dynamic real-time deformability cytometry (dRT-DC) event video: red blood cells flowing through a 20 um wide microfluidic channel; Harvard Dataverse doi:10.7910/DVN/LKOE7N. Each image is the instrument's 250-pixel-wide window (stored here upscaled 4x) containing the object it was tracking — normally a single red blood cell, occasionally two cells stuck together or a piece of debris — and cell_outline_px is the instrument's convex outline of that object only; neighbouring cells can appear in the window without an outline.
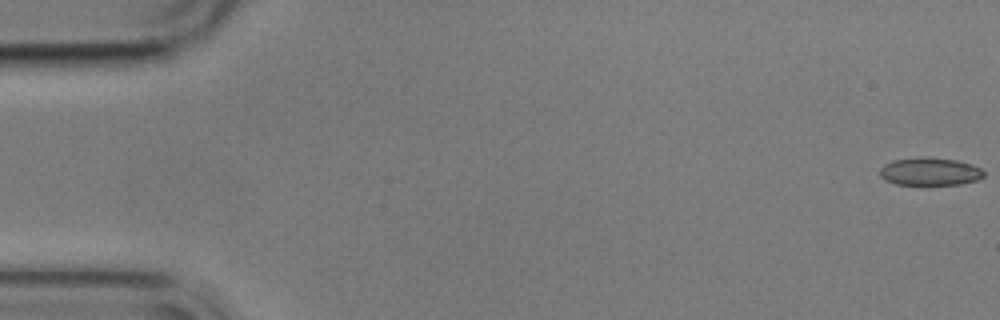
{"species": "common noctule bat (a hibernating species)", "species_latin": "Nyctalus noctula", "temperature_condition": "cold", "stored_images_in_passage": 57, "camera_frame_rate_fps": 3000, "um_per_image_px": 0.085, "animal": {"sex": "male", "body_mass_g": 17.9}, "frame": {"image": 1, "passage_image": 1, "time_ms": 0.0, "image_size_px": [1000, 320], "cell_outline_px": [[984, 176], [976, 180], [960, 184], [896, 184], [884, 180], [880, 176], [880, 168], [884, 164], [892, 160], [924, 156], [956, 160], [972, 164], [980, 168], [984, 172]], "centroid_in_image_um": [79.01, 14.56], "position_along_channel_um": 6.0, "area_um2": 16.88}}
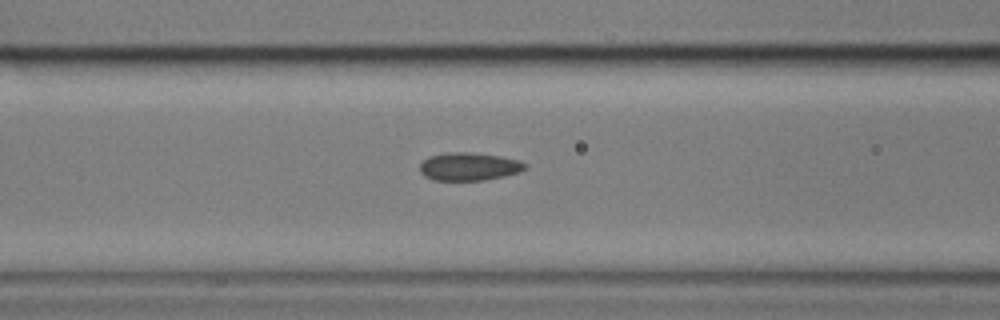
{"frame": {"image": 2, "passage_image": 23, "time_ms": 7.333, "image_size_px": [1000, 320], "cell_outline_px": [[528, 168], [520, 172], [504, 176], [484, 180], [432, 180], [424, 176], [420, 172], [420, 164], [428, 156], [448, 152], [472, 152], [500, 156], [520, 160], [528, 164]], "centroid_in_image_um": [39.89, 14.15], "position_along_channel_um": 126.7, "area_um2": 17.4}}
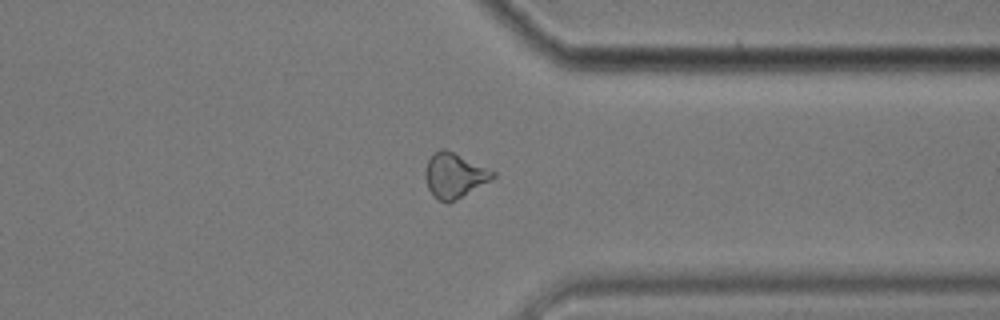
{"frame": {"image": 3, "passage_image": 44, "time_ms": 14.333, "image_size_px": [1000, 320], "cell_outline_px": [[496, 176], [492, 180], [448, 204], [432, 196], [428, 188], [424, 176], [424, 172], [428, 160], [440, 148], [444, 148], [496, 172]], "centroid_in_image_um": [38.61, 14.94], "position_along_channel_um": 372.8, "area_um2": 17.57}, "authors_computed_cell_mechanics": {"area_um2": 17.4556, "velocity_mm_per_s": 3.55, "shape_relaxation_time_tau1_ms": null, "shape_relaxation_time_tau2_ms": 2.2206, "deformation_change_tau1": null, "deformation_change_tau2": 0.0763}}